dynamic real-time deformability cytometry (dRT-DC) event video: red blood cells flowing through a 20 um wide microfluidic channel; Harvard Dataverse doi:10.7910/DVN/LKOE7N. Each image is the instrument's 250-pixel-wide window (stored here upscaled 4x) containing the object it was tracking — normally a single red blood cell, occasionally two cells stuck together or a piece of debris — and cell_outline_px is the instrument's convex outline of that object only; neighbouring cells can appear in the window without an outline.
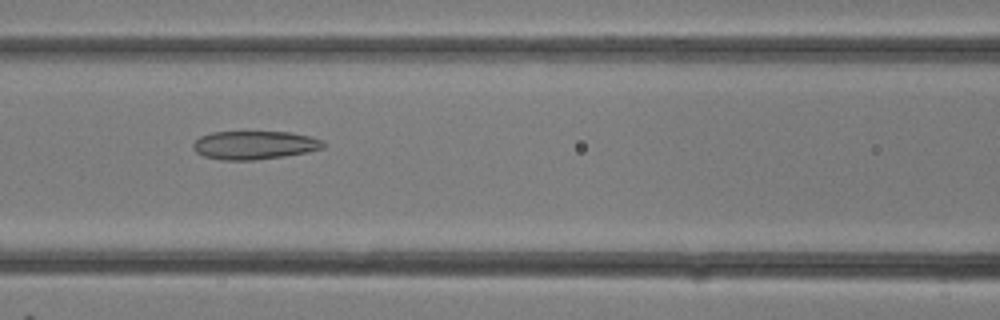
{"species": "common noctule bat (a hibernating species)", "species_latin": "Nyctalus noctula", "temperature_condition": "room temperature", "stored_images_in_passage": 32, "camera_frame_rate_fps": 3000, "um_per_image_px": 0.085, "animal": {"sex": "female"}, "frame": {"image": 1, "passage_image": 14, "time_ms": 4.333, "image_size_px": [1000, 320], "cell_outline_px": [[324, 148], [308, 152], [284, 156], [256, 160], [220, 160], [204, 156], [196, 152], [192, 148], [192, 144], [200, 136], [212, 132], [288, 132], [312, 136], [324, 140]], "centroid_in_image_um": [21.64, 12.33], "position_along_channel_um": 145.0, "area_um2": 21.73}}
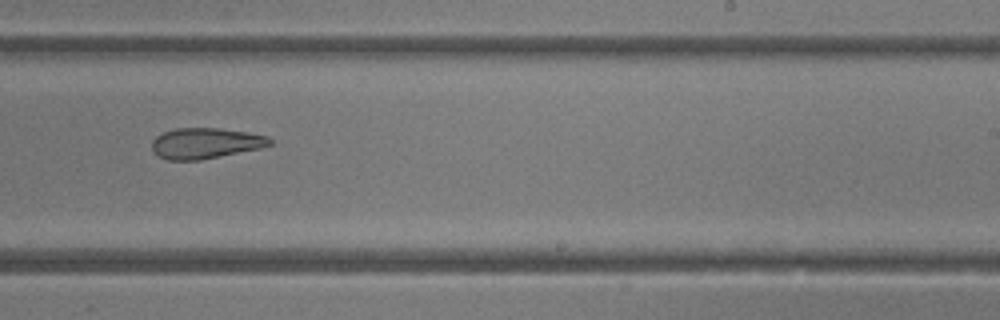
{"frame": {"image": 2, "passage_image": 20, "time_ms": 6.333, "image_size_px": [1000, 320], "cell_outline_px": [[272, 144], [260, 148], [200, 160], [168, 160], [152, 152], [152, 140], [156, 136], [164, 132], [176, 128], [220, 128], [268, 136], [272, 140]], "centroid_in_image_um": [17.44, 12.17], "position_along_channel_um": 271.6, "area_um2": 20.98}}
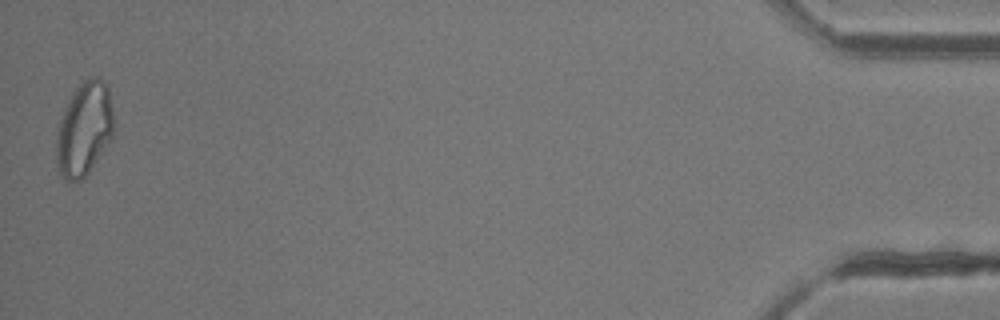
{"frame": {"image": 3, "passage_image": 32, "time_ms": 10.333, "image_size_px": [1000, 320], "cell_outline_px": [[112, 136], [88, 172], [80, 180], [68, 180], [60, 176], [56, 168], [56, 140], [60, 120], [72, 92], [84, 80], [92, 76], [96, 76], [104, 80], [108, 88], [112, 108]], "centroid_in_image_um": [7.13, 10.95], "position_along_channel_um": 428.1, "area_um2": 30.87}}